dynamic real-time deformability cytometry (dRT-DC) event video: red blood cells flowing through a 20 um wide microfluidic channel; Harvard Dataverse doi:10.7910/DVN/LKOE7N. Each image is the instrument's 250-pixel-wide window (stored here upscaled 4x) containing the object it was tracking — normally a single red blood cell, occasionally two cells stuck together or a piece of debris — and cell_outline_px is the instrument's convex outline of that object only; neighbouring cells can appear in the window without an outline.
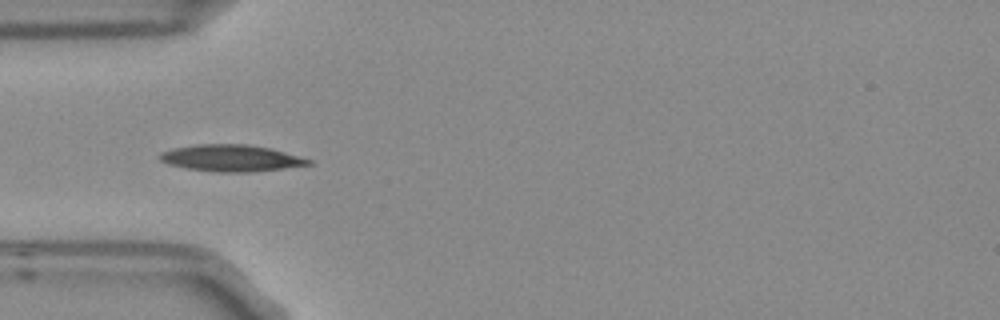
{"species": "Egyptian fruit bat (a non-hibernating species)", "species_latin": "Rousettus aegyptiacus", "temperature_condition": "room temperature", "stored_images_in_passage": 10, "camera_frame_rate_fps": 3000, "um_per_image_px": 0.085, "frame": {"image": 1, "passage_image": 5, "time_ms": 1.333, "image_size_px": [1000, 320], "cell_outline_px": [[312, 164], [284, 168], [248, 172], [220, 172], [188, 168], [168, 164], [160, 160], [156, 156], [160, 152], [172, 148], [196, 144], [244, 144], [268, 148], [284, 152], [312, 160]], "centroid_in_image_um": [19.58, 13.43], "position_along_channel_um": 65.4, "area_um2": 22.89}}
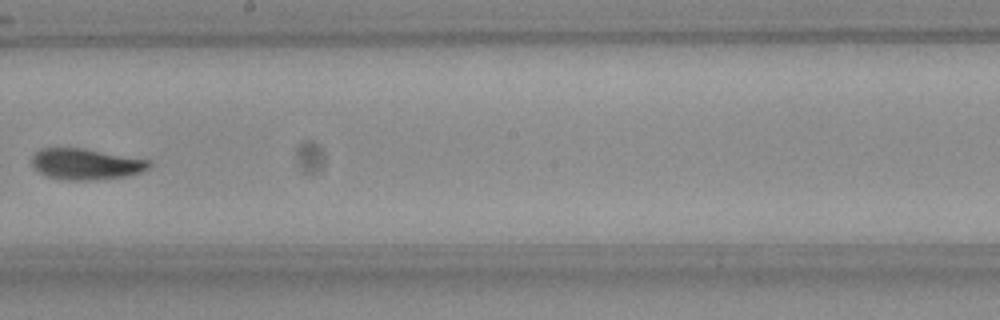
{"frame": {"image": 2, "passage_image": 9, "time_ms": 2.667, "image_size_px": [1000, 320], "cell_outline_px": [[152, 164], [148, 168], [140, 172], [124, 176], [88, 180], [64, 180], [48, 176], [40, 172], [32, 164], [32, 156], [40, 148], [80, 148], [148, 160]], "centroid_in_image_um": [7.26, 13.94], "position_along_channel_um": 240.9, "area_um2": 20.69}}
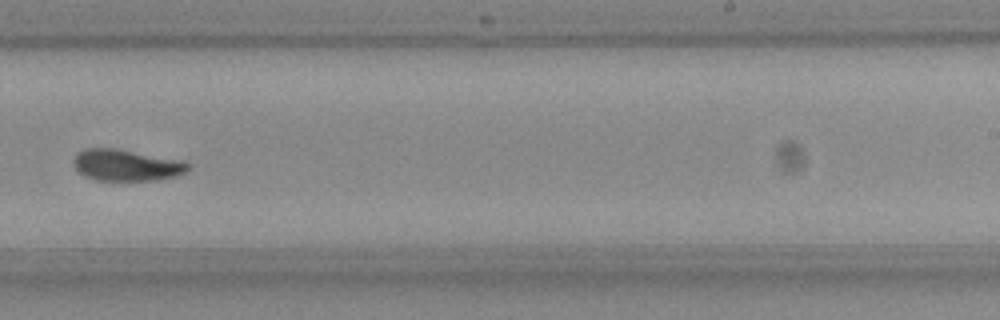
{"frame": {"image": 3, "passage_image": 10, "time_ms": 3.0, "image_size_px": [1000, 320], "cell_outline_px": [[192, 168], [188, 172], [180, 176], [156, 180], [96, 180], [80, 172], [72, 164], [72, 160], [76, 152], [84, 148], [112, 148], [184, 160], [192, 164]], "centroid_in_image_um": [10.82, 14.03], "position_along_channel_um": 278.2, "area_um2": 21.33}}